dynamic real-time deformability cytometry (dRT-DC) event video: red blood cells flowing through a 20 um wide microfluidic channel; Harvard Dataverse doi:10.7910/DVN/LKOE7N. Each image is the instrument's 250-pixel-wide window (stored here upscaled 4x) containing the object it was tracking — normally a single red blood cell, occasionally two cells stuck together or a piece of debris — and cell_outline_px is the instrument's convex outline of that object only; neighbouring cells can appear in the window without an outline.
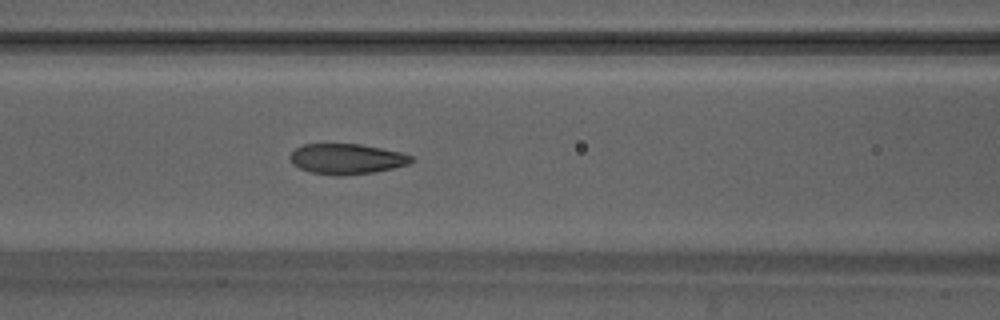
{"species": "Egyptian fruit bat (a non-hibernating species)", "species_latin": "Rousettus aegyptiacus", "temperature_condition": "warm", "stored_images_in_passage": 37, "camera_frame_rate_fps": 3000, "um_per_image_px": 0.085, "animal": {"sex": "male"}, "frame": {"image": 1, "passage_image": 11, "time_ms": 3.333, "image_size_px": [1000, 320], "cell_outline_px": [[412, 160], [408, 164], [392, 168], [372, 172], [344, 176], [336, 176], [312, 172], [300, 168], [292, 164], [288, 156], [296, 148], [304, 144], [360, 144], [400, 152], [412, 156]], "centroid_in_image_um": [29.42, 13.51], "position_along_channel_um": 137.2, "area_um2": 21.33}, "authors_computed_cell_mechanics": {"area_um2": 21.1548, "velocity_mm_per_s": 4.1883, "shape_relaxation_time_tau1_ms": 6.1535, "shape_relaxation_time_tau2_ms": 0.9298, "deformation_change_tau1": 0.2099, "deformation_change_tau2": 0.0773}}